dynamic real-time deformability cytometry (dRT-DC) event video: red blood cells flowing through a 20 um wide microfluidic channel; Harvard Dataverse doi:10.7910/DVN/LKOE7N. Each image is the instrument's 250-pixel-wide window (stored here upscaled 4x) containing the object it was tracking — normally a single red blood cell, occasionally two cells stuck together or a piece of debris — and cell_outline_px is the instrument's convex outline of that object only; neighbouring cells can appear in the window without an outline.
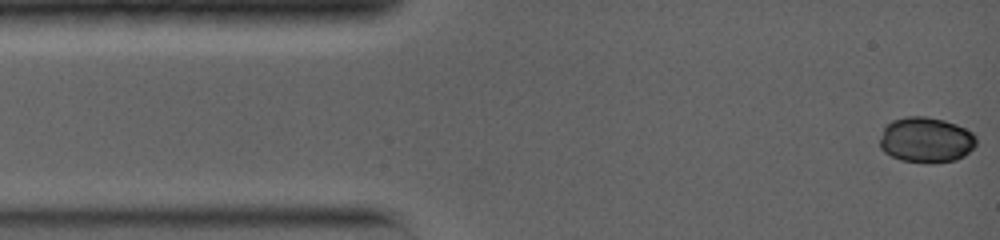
{"species": "common noctule bat (a hibernating species)", "species_latin": "Nyctalus noctula", "temperature_condition": "warm", "stored_images_in_passage": 20, "camera_frame_rate_fps": 5000, "um_per_image_px": 0.085, "animal": {"sex": "female", "body_mass_g": 19.0, "forearm_length_mm": 56.7}, "frame": {"image": 1, "passage_image": 1, "time_ms": 0.0, "image_size_px": [1000, 240], "cell_outline_px": [[976, 144], [964, 156], [956, 160], [932, 164], [928, 164], [900, 160], [884, 152], [880, 148], [880, 140], [884, 128], [892, 120], [904, 116], [924, 116], [944, 120], [956, 124], [972, 132], [976, 136]], "centroid_in_image_um": [78.71, 11.9], "position_along_channel_um": 6.3, "area_um2": 25.78}}
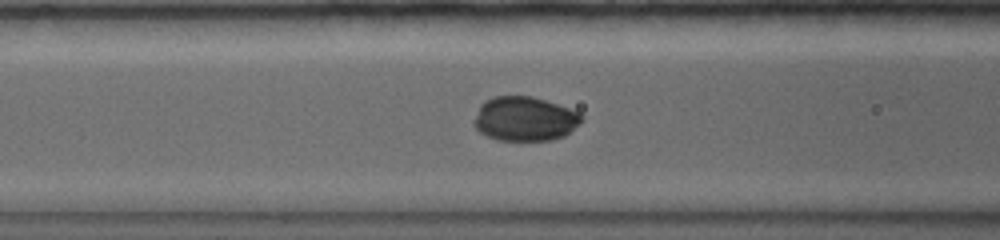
{"frame": {"image": 2, "passage_image": 9, "time_ms": 4.8, "image_size_px": [1000, 240], "cell_outline_px": [[584, 120], [580, 124], [564, 136], [552, 140], [496, 140], [480, 132], [472, 124], [472, 120], [480, 104], [484, 100], [492, 96], [532, 96], [580, 112], [584, 116]], "centroid_in_image_um": [44.59, 10.1], "position_along_channel_um": 122.0, "area_um2": 28.09}}
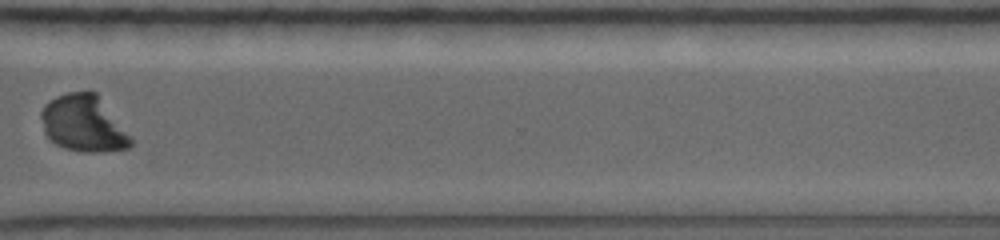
{"frame": {"image": 3, "passage_image": 18, "time_ms": 10.8, "image_size_px": [1000, 240], "cell_outline_px": [[132, 144], [128, 148], [100, 152], [84, 152], [64, 148], [48, 140], [44, 132], [40, 116], [40, 112], [44, 104], [48, 100], [56, 96], [68, 92], [96, 92], [132, 140]], "centroid_in_image_um": [7.03, 10.51], "position_along_channel_um": 363.6, "area_um2": 29.3}, "authors_computed_cell_mechanics": {"area_um2": 28.3798, "velocity_mm_per_s": 4.0192, "shape_relaxation_time_tau1_ms": 3.2779, "shape_relaxation_time_tau2_ms": null, "deformation_change_tau1": 0.1362, "deformation_change_tau2": null}}